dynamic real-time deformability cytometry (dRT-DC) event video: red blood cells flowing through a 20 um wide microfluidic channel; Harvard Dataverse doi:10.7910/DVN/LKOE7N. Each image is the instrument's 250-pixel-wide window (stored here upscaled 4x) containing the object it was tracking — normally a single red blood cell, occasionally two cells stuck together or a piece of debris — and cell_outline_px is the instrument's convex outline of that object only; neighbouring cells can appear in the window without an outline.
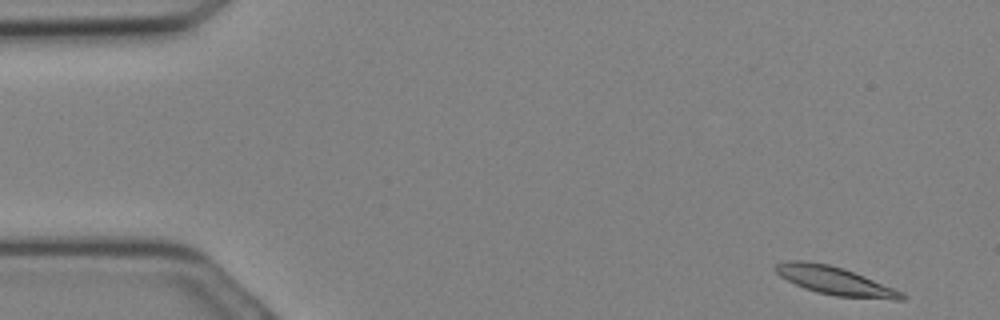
{"species": "Egyptian fruit bat (a non-hibernating species)", "species_latin": "Rousettus aegyptiacus", "temperature_condition": "cold", "stored_images_in_passage": 10, "camera_frame_rate_fps": 3000, "um_per_image_px": 0.085, "animal": {"sex": "female"}, "frame": {"image": 1, "passage_image": 1, "time_ms": 0.0, "image_size_px": [1000, 320], "cell_outline_px": [[908, 296], [904, 300], [892, 300], [836, 296], [816, 292], [804, 288], [780, 276], [772, 268], [776, 264], [784, 260], [804, 260], [828, 264], [844, 268], [904, 292]], "centroid_in_image_um": [70.99, 23.86], "position_along_channel_um": 14.0, "area_um2": 20.98}}